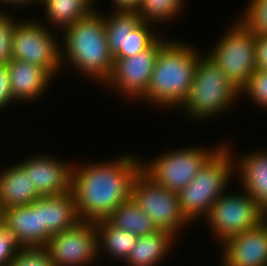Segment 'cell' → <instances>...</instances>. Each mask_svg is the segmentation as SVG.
Returning a JSON list of instances; mask_svg holds the SVG:
<instances>
[{
    "label": "cell",
    "mask_w": 267,
    "mask_h": 266,
    "mask_svg": "<svg viewBox=\"0 0 267 266\" xmlns=\"http://www.w3.org/2000/svg\"><path fill=\"white\" fill-rule=\"evenodd\" d=\"M3 225L18 238L23 247L46 246L51 238L48 231L41 228L36 200L29 205L4 209Z\"/></svg>",
    "instance_id": "2e32d148"
},
{
    "label": "cell",
    "mask_w": 267,
    "mask_h": 266,
    "mask_svg": "<svg viewBox=\"0 0 267 266\" xmlns=\"http://www.w3.org/2000/svg\"><path fill=\"white\" fill-rule=\"evenodd\" d=\"M255 53L256 33L238 18L207 55L240 91L256 70Z\"/></svg>",
    "instance_id": "8992f818"
},
{
    "label": "cell",
    "mask_w": 267,
    "mask_h": 266,
    "mask_svg": "<svg viewBox=\"0 0 267 266\" xmlns=\"http://www.w3.org/2000/svg\"><path fill=\"white\" fill-rule=\"evenodd\" d=\"M23 245L4 225L0 228V266H8Z\"/></svg>",
    "instance_id": "f546056e"
},
{
    "label": "cell",
    "mask_w": 267,
    "mask_h": 266,
    "mask_svg": "<svg viewBox=\"0 0 267 266\" xmlns=\"http://www.w3.org/2000/svg\"><path fill=\"white\" fill-rule=\"evenodd\" d=\"M94 0H43L47 19L53 27L61 30L90 15L95 9Z\"/></svg>",
    "instance_id": "603a6c76"
},
{
    "label": "cell",
    "mask_w": 267,
    "mask_h": 266,
    "mask_svg": "<svg viewBox=\"0 0 267 266\" xmlns=\"http://www.w3.org/2000/svg\"><path fill=\"white\" fill-rule=\"evenodd\" d=\"M241 21L255 33L267 34V0H250Z\"/></svg>",
    "instance_id": "4316f807"
},
{
    "label": "cell",
    "mask_w": 267,
    "mask_h": 266,
    "mask_svg": "<svg viewBox=\"0 0 267 266\" xmlns=\"http://www.w3.org/2000/svg\"><path fill=\"white\" fill-rule=\"evenodd\" d=\"M11 94L15 101L35 100L47 90L52 75L32 63L11 59L7 64Z\"/></svg>",
    "instance_id": "e0dca14e"
},
{
    "label": "cell",
    "mask_w": 267,
    "mask_h": 266,
    "mask_svg": "<svg viewBox=\"0 0 267 266\" xmlns=\"http://www.w3.org/2000/svg\"><path fill=\"white\" fill-rule=\"evenodd\" d=\"M216 148V149H215ZM186 147L163 153L148 163L142 162V171L155 183L179 193L197 175L198 170L219 149Z\"/></svg>",
    "instance_id": "ba28073f"
},
{
    "label": "cell",
    "mask_w": 267,
    "mask_h": 266,
    "mask_svg": "<svg viewBox=\"0 0 267 266\" xmlns=\"http://www.w3.org/2000/svg\"><path fill=\"white\" fill-rule=\"evenodd\" d=\"M42 1H43V0H33V4H34V3H35V4H36V3L38 4V3L42 2Z\"/></svg>",
    "instance_id": "d590c367"
},
{
    "label": "cell",
    "mask_w": 267,
    "mask_h": 266,
    "mask_svg": "<svg viewBox=\"0 0 267 266\" xmlns=\"http://www.w3.org/2000/svg\"><path fill=\"white\" fill-rule=\"evenodd\" d=\"M8 266H54L46 246L23 247Z\"/></svg>",
    "instance_id": "484cf974"
},
{
    "label": "cell",
    "mask_w": 267,
    "mask_h": 266,
    "mask_svg": "<svg viewBox=\"0 0 267 266\" xmlns=\"http://www.w3.org/2000/svg\"><path fill=\"white\" fill-rule=\"evenodd\" d=\"M256 69L267 71V34L256 33Z\"/></svg>",
    "instance_id": "1f68e13d"
},
{
    "label": "cell",
    "mask_w": 267,
    "mask_h": 266,
    "mask_svg": "<svg viewBox=\"0 0 267 266\" xmlns=\"http://www.w3.org/2000/svg\"><path fill=\"white\" fill-rule=\"evenodd\" d=\"M40 198L26 171L12 165L0 172V202L3 209L32 204Z\"/></svg>",
    "instance_id": "ffe728a7"
},
{
    "label": "cell",
    "mask_w": 267,
    "mask_h": 266,
    "mask_svg": "<svg viewBox=\"0 0 267 266\" xmlns=\"http://www.w3.org/2000/svg\"><path fill=\"white\" fill-rule=\"evenodd\" d=\"M220 245L222 266H267V220Z\"/></svg>",
    "instance_id": "9a60e30c"
},
{
    "label": "cell",
    "mask_w": 267,
    "mask_h": 266,
    "mask_svg": "<svg viewBox=\"0 0 267 266\" xmlns=\"http://www.w3.org/2000/svg\"><path fill=\"white\" fill-rule=\"evenodd\" d=\"M100 14L95 9L64 29L65 50L61 48V64L68 60L77 71L104 85L112 74L114 59L108 48L104 15Z\"/></svg>",
    "instance_id": "3957f363"
},
{
    "label": "cell",
    "mask_w": 267,
    "mask_h": 266,
    "mask_svg": "<svg viewBox=\"0 0 267 266\" xmlns=\"http://www.w3.org/2000/svg\"><path fill=\"white\" fill-rule=\"evenodd\" d=\"M231 154L223 144L178 193L181 213L189 223L206 217L214 202L225 192L235 170Z\"/></svg>",
    "instance_id": "277c9868"
},
{
    "label": "cell",
    "mask_w": 267,
    "mask_h": 266,
    "mask_svg": "<svg viewBox=\"0 0 267 266\" xmlns=\"http://www.w3.org/2000/svg\"><path fill=\"white\" fill-rule=\"evenodd\" d=\"M18 164L26 171L40 197L58 196L71 191L73 165L39 154Z\"/></svg>",
    "instance_id": "5bb4252c"
},
{
    "label": "cell",
    "mask_w": 267,
    "mask_h": 266,
    "mask_svg": "<svg viewBox=\"0 0 267 266\" xmlns=\"http://www.w3.org/2000/svg\"><path fill=\"white\" fill-rule=\"evenodd\" d=\"M175 238L177 237L167 230L137 237L124 263H128V266H157L164 256L167 257Z\"/></svg>",
    "instance_id": "44dd1931"
},
{
    "label": "cell",
    "mask_w": 267,
    "mask_h": 266,
    "mask_svg": "<svg viewBox=\"0 0 267 266\" xmlns=\"http://www.w3.org/2000/svg\"><path fill=\"white\" fill-rule=\"evenodd\" d=\"M98 234V253L104 250L112 258L124 262L134 247L137 236L111 226L105 219L95 221Z\"/></svg>",
    "instance_id": "cb8c5ba5"
},
{
    "label": "cell",
    "mask_w": 267,
    "mask_h": 266,
    "mask_svg": "<svg viewBox=\"0 0 267 266\" xmlns=\"http://www.w3.org/2000/svg\"><path fill=\"white\" fill-rule=\"evenodd\" d=\"M245 154L234 170L239 174L242 187L267 212V151Z\"/></svg>",
    "instance_id": "d6986e66"
},
{
    "label": "cell",
    "mask_w": 267,
    "mask_h": 266,
    "mask_svg": "<svg viewBox=\"0 0 267 266\" xmlns=\"http://www.w3.org/2000/svg\"><path fill=\"white\" fill-rule=\"evenodd\" d=\"M114 160L73 166L71 192L81 221L106 219L121 203L130 199L133 181L142 170V161L126 153Z\"/></svg>",
    "instance_id": "6da1fadb"
},
{
    "label": "cell",
    "mask_w": 267,
    "mask_h": 266,
    "mask_svg": "<svg viewBox=\"0 0 267 266\" xmlns=\"http://www.w3.org/2000/svg\"><path fill=\"white\" fill-rule=\"evenodd\" d=\"M238 96L240 91L218 65L204 54L197 60L190 92L181 106L196 120L210 118L229 109Z\"/></svg>",
    "instance_id": "5b68a950"
},
{
    "label": "cell",
    "mask_w": 267,
    "mask_h": 266,
    "mask_svg": "<svg viewBox=\"0 0 267 266\" xmlns=\"http://www.w3.org/2000/svg\"><path fill=\"white\" fill-rule=\"evenodd\" d=\"M15 101L10 89L8 70L6 65H0V109Z\"/></svg>",
    "instance_id": "4dcf8cb0"
},
{
    "label": "cell",
    "mask_w": 267,
    "mask_h": 266,
    "mask_svg": "<svg viewBox=\"0 0 267 266\" xmlns=\"http://www.w3.org/2000/svg\"><path fill=\"white\" fill-rule=\"evenodd\" d=\"M105 220L111 226L131 232L137 237L151 235L159 230L131 198L121 203Z\"/></svg>",
    "instance_id": "7402d4cb"
},
{
    "label": "cell",
    "mask_w": 267,
    "mask_h": 266,
    "mask_svg": "<svg viewBox=\"0 0 267 266\" xmlns=\"http://www.w3.org/2000/svg\"><path fill=\"white\" fill-rule=\"evenodd\" d=\"M36 210H40L41 228H45L51 236L72 228L81 221L71 191L36 199Z\"/></svg>",
    "instance_id": "ac0fdd59"
},
{
    "label": "cell",
    "mask_w": 267,
    "mask_h": 266,
    "mask_svg": "<svg viewBox=\"0 0 267 266\" xmlns=\"http://www.w3.org/2000/svg\"><path fill=\"white\" fill-rule=\"evenodd\" d=\"M183 3L184 0H141L137 13L147 23L170 21L181 13Z\"/></svg>",
    "instance_id": "d4e9b609"
},
{
    "label": "cell",
    "mask_w": 267,
    "mask_h": 266,
    "mask_svg": "<svg viewBox=\"0 0 267 266\" xmlns=\"http://www.w3.org/2000/svg\"><path fill=\"white\" fill-rule=\"evenodd\" d=\"M205 218L221 244L232 236L260 226L267 220V212L245 191L242 195L223 193Z\"/></svg>",
    "instance_id": "52a82bcc"
},
{
    "label": "cell",
    "mask_w": 267,
    "mask_h": 266,
    "mask_svg": "<svg viewBox=\"0 0 267 266\" xmlns=\"http://www.w3.org/2000/svg\"><path fill=\"white\" fill-rule=\"evenodd\" d=\"M104 21L108 48L113 58L135 56L159 38L151 30L149 25L152 24L142 21L137 11L116 10L105 15Z\"/></svg>",
    "instance_id": "8fae6325"
},
{
    "label": "cell",
    "mask_w": 267,
    "mask_h": 266,
    "mask_svg": "<svg viewBox=\"0 0 267 266\" xmlns=\"http://www.w3.org/2000/svg\"><path fill=\"white\" fill-rule=\"evenodd\" d=\"M244 92V93H243ZM251 97L258 106L267 107V71L256 69L249 77L247 84L240 90V95Z\"/></svg>",
    "instance_id": "83f0119b"
},
{
    "label": "cell",
    "mask_w": 267,
    "mask_h": 266,
    "mask_svg": "<svg viewBox=\"0 0 267 266\" xmlns=\"http://www.w3.org/2000/svg\"><path fill=\"white\" fill-rule=\"evenodd\" d=\"M0 2H3V3H5L6 5H7V3H8V5L9 6H11V5H13V6H15V7H23V6H25V5H27V4H31V3H33V0H0Z\"/></svg>",
    "instance_id": "836d02e7"
},
{
    "label": "cell",
    "mask_w": 267,
    "mask_h": 266,
    "mask_svg": "<svg viewBox=\"0 0 267 266\" xmlns=\"http://www.w3.org/2000/svg\"><path fill=\"white\" fill-rule=\"evenodd\" d=\"M3 219H4V209H3L2 204L0 202V227L3 226Z\"/></svg>",
    "instance_id": "e575fe53"
},
{
    "label": "cell",
    "mask_w": 267,
    "mask_h": 266,
    "mask_svg": "<svg viewBox=\"0 0 267 266\" xmlns=\"http://www.w3.org/2000/svg\"><path fill=\"white\" fill-rule=\"evenodd\" d=\"M45 26L33 20H17L12 34V59L44 68L54 77L62 67V46Z\"/></svg>",
    "instance_id": "30bf717a"
},
{
    "label": "cell",
    "mask_w": 267,
    "mask_h": 266,
    "mask_svg": "<svg viewBox=\"0 0 267 266\" xmlns=\"http://www.w3.org/2000/svg\"><path fill=\"white\" fill-rule=\"evenodd\" d=\"M54 266H86L98 256L95 222L80 221L76 226L51 236L46 245Z\"/></svg>",
    "instance_id": "7c38bea8"
},
{
    "label": "cell",
    "mask_w": 267,
    "mask_h": 266,
    "mask_svg": "<svg viewBox=\"0 0 267 266\" xmlns=\"http://www.w3.org/2000/svg\"><path fill=\"white\" fill-rule=\"evenodd\" d=\"M130 198L159 230H167L177 236L181 227L189 225L181 213L178 193L155 183L142 170L133 181Z\"/></svg>",
    "instance_id": "9c48e42d"
},
{
    "label": "cell",
    "mask_w": 267,
    "mask_h": 266,
    "mask_svg": "<svg viewBox=\"0 0 267 266\" xmlns=\"http://www.w3.org/2000/svg\"><path fill=\"white\" fill-rule=\"evenodd\" d=\"M116 10L137 11L141 0H112Z\"/></svg>",
    "instance_id": "d6a6232c"
},
{
    "label": "cell",
    "mask_w": 267,
    "mask_h": 266,
    "mask_svg": "<svg viewBox=\"0 0 267 266\" xmlns=\"http://www.w3.org/2000/svg\"><path fill=\"white\" fill-rule=\"evenodd\" d=\"M167 42L160 37L147 49L135 56L127 58H113L114 67L109 80L110 85L121 95L129 98H142L145 96L154 69L156 57L160 48Z\"/></svg>",
    "instance_id": "4fadbf2b"
},
{
    "label": "cell",
    "mask_w": 267,
    "mask_h": 266,
    "mask_svg": "<svg viewBox=\"0 0 267 266\" xmlns=\"http://www.w3.org/2000/svg\"><path fill=\"white\" fill-rule=\"evenodd\" d=\"M10 16L0 12V65H6L12 59V34L17 21Z\"/></svg>",
    "instance_id": "f1b7e54d"
},
{
    "label": "cell",
    "mask_w": 267,
    "mask_h": 266,
    "mask_svg": "<svg viewBox=\"0 0 267 266\" xmlns=\"http://www.w3.org/2000/svg\"><path fill=\"white\" fill-rule=\"evenodd\" d=\"M194 48L191 44L167 41L159 50L142 99L161 107H181L190 92L197 60L201 56Z\"/></svg>",
    "instance_id": "7a4b0ae2"
}]
</instances>
